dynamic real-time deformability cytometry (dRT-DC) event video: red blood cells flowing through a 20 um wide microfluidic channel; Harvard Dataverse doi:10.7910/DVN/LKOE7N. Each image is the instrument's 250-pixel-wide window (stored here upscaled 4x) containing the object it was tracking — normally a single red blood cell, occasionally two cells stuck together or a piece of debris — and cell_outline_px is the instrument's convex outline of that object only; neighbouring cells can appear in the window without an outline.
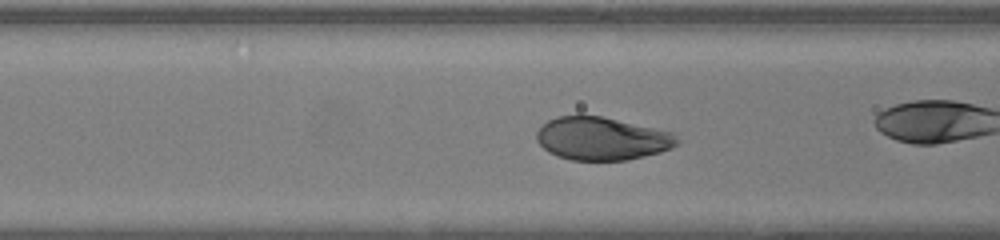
{"species": "human", "species_latin": "Homo sapiens", "temperature_condition": "warm", "stored_images_in_passage": 34, "camera_frame_rate_fps": 3000, "um_per_image_px": 0.085, "donor": {"sex": "female"}, "frame": {"image": 1, "passage_image": 15, "time_ms": 4.667, "image_size_px": [1000, 240], "cell_outline_px": [[680, 140], [672, 148], [660, 152], [628, 160], [572, 160], [556, 156], [548, 152], [536, 140], [536, 132], [548, 120], [556, 116], [600, 116], [672, 132]], "centroid_in_image_um": [51.14, 11.79], "position_along_channel_um": 115.5, "area_um2": 34.97}}